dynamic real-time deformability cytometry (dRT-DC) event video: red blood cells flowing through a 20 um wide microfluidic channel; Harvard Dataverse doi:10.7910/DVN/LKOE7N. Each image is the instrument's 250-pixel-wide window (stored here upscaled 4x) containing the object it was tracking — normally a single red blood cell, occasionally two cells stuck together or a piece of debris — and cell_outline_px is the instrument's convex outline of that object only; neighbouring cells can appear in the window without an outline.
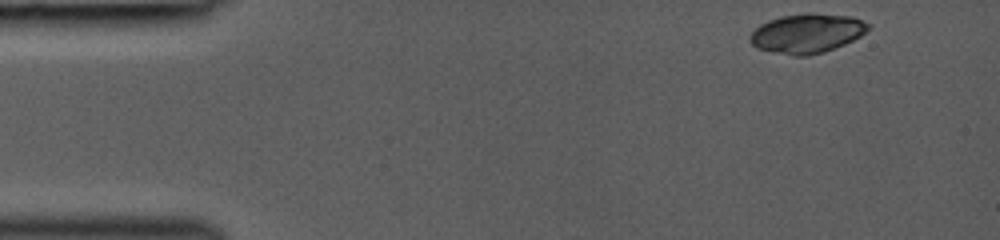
{"species": "common noctule bat (a hibernating species)", "species_latin": "Nyctalus noctula", "temperature_condition": "room temperature", "stored_images_in_passage": 40, "camera_frame_rate_fps": 3000, "um_per_image_px": 0.085, "animal": {"sex": "female", "body_mass_g": 19.0, "forearm_length_mm": 53.3}, "frame": {"image": 1, "passage_image": 1, "time_ms": 0.0, "image_size_px": [1000, 240], "cell_outline_px": [[868, 28], [860, 36], [844, 44], [824, 52], [808, 56], [792, 56], [772, 52], [756, 48], [748, 40], [752, 32], [760, 24], [768, 20], [780, 16], [812, 12], [852, 16], [868, 24]], "centroid_in_image_um": [68.55, 2.84], "position_along_channel_um": 16.5, "area_um2": 27.17}}
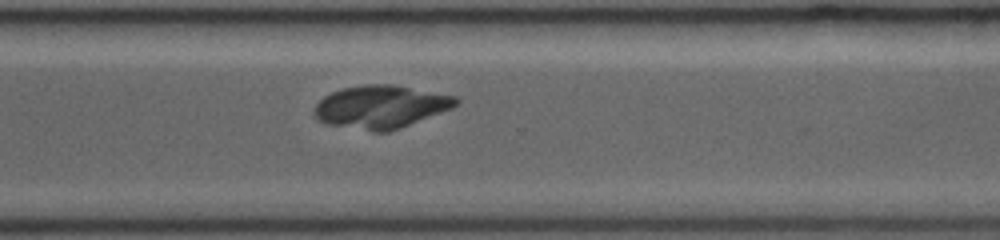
{"frame": {"image": 2, "passage_image": 30, "time_ms": 9.667, "image_size_px": [1000, 240], "cell_outline_px": [[460, 104], [452, 108], [400, 128], [388, 132], [372, 132], [328, 124], [316, 120], [312, 112], [316, 104], [324, 96], [332, 92], [344, 88], [368, 84], [392, 84], [456, 96], [460, 100]], "centroid_in_image_um": [32.36, 9.09], "position_along_channel_um": 338.2, "area_um2": 35.55}}
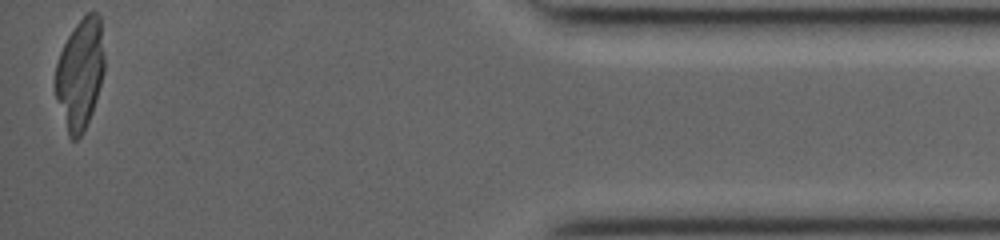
{"frame": {"image": 3, "passage_image": 40, "time_ms": 13.0, "image_size_px": [1000, 240], "cell_outline_px": [[104, 72], [92, 112], [84, 132], [76, 140], [72, 140], [68, 136], [56, 96], [56, 64], [60, 52], [68, 36], [76, 24], [88, 12], [96, 12], [100, 16], [104, 56]], "centroid_in_image_um": [6.81, 6.27], "position_along_channel_um": 428.4, "area_um2": 31.33}}